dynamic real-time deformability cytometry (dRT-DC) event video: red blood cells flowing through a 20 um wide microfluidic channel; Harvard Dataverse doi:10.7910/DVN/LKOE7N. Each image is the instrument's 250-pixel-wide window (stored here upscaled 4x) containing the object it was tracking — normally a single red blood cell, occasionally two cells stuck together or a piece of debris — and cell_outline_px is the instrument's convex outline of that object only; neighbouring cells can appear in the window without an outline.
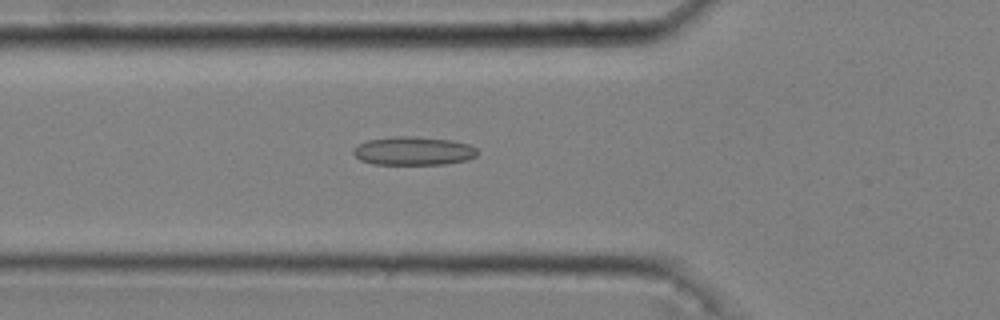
{"species": "common noctule bat (a hibernating species)", "species_latin": "Nyctalus noctula", "temperature_condition": "cold", "stored_images_in_passage": 51, "camera_frame_rate_fps": 3000, "um_per_image_px": 0.085, "animal": {"sex": "male", "body_mass_g": 20.4}, "frame": {"image": 1, "passage_image": 19, "time_ms": 6.0, "image_size_px": [1000, 320], "cell_outline_px": [[476, 156], [468, 160], [444, 164], [372, 164], [360, 160], [352, 152], [352, 148], [368, 140], [392, 136], [416, 136], [452, 140], [468, 144], [476, 148]], "centroid_in_image_um": [35.13, 12.82], "position_along_channel_um": 90.7, "area_um2": 20.69}}
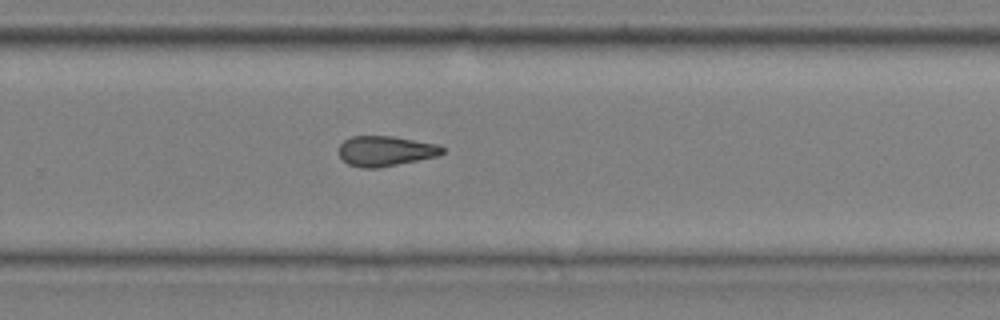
{"frame": {"image": 2, "passage_image": 36, "time_ms": 11.667, "image_size_px": [1000, 320], "cell_outline_px": [[444, 152], [440, 156], [376, 168], [360, 168], [348, 164], [340, 156], [340, 144], [344, 140], [352, 136], [392, 136], [440, 144], [444, 148]], "centroid_in_image_um": [32.81, 12.83], "position_along_channel_um": 297.0, "area_um2": 18.26}}
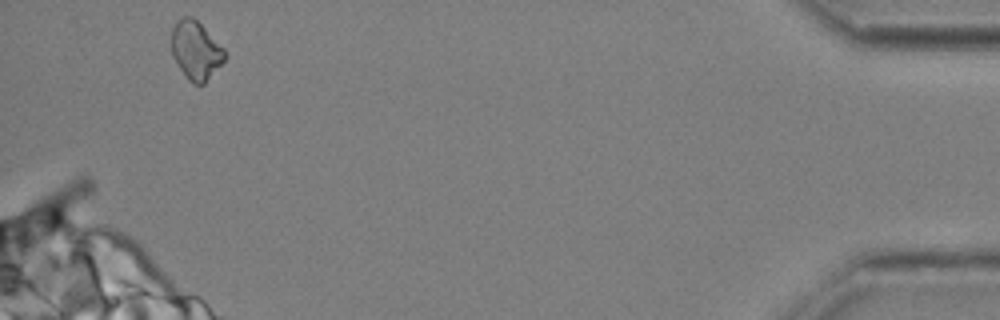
{"frame": {"image": 3, "passage_image": 51, "time_ms": 16.667, "image_size_px": [1000, 320], "cell_outline_px": [[228, 56], [204, 84], [196, 84], [188, 80], [172, 56], [172, 28], [176, 20], [184, 16], [192, 16], [224, 48]], "centroid_in_image_um": [16.65, 4.27], "position_along_channel_um": 418.6, "area_um2": 18.03}, "authors_computed_cell_mechanics": {"area_um2": 18.785, "velocity_mm_per_s": 3.6402, "shape_relaxation_time_tau1_ms": null, "shape_relaxation_time_tau2_ms": 4.2689, "deformation_change_tau1": null, "deformation_change_tau2": 0.1233}}